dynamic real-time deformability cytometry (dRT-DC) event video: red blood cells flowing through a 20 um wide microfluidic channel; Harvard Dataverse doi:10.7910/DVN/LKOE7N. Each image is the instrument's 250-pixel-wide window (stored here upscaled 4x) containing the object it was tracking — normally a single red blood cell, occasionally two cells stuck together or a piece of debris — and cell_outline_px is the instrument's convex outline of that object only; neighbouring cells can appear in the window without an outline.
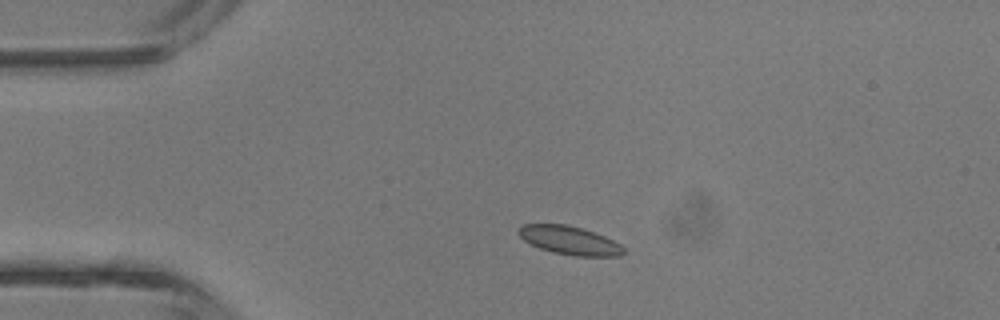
{"species": "common noctule bat (a hibernating species)", "species_latin": "Nyctalus noctula", "temperature_condition": "room temperature", "stored_images_in_passage": 2, "camera_frame_rate_fps": 3000, "um_per_image_px": 0.085, "animal": {"sex": "male", "body_mass_g": 13.3}, "frame": {"image": 1, "passage_image": 1, "time_ms": 0.0, "image_size_px": [1000, 320], "cell_outline_px": [[624, 252], [620, 256], [576, 256], [552, 252], [540, 248], [524, 240], [516, 232], [520, 224], [568, 224], [604, 236], [620, 244], [624, 248]], "centroid_in_image_um": [48.38, 20.42], "position_along_channel_um": 36.6, "area_um2": 17.34}}